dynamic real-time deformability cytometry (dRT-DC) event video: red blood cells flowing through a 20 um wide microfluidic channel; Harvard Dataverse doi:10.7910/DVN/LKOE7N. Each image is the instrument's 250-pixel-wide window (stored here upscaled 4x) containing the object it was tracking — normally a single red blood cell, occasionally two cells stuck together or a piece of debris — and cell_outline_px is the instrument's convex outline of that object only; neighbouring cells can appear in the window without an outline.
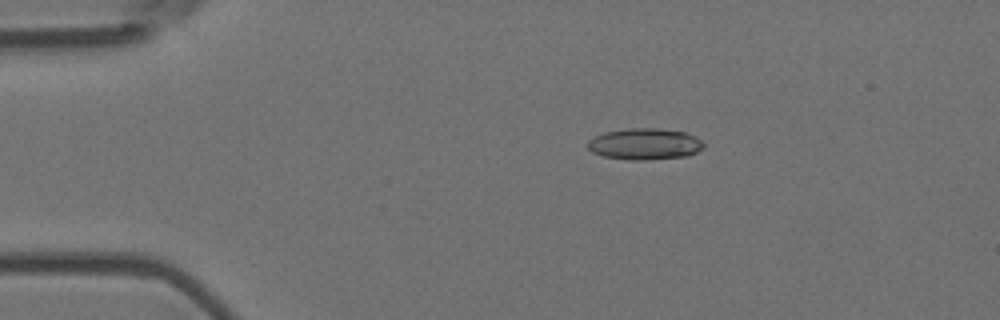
{"species": "Egyptian fruit bat (a non-hibernating species)", "species_latin": "Rousettus aegyptiacus", "temperature_condition": "room temperature", "stored_images_in_passage": 56, "camera_frame_rate_fps": 3000, "um_per_image_px": 0.085, "animal": {"sex": "female"}, "frame": {"image": 1, "passage_image": 11, "time_ms": 3.333, "image_size_px": [1000, 320], "cell_outline_px": [[704, 148], [688, 156], [644, 160], [632, 160], [604, 156], [592, 152], [588, 148], [588, 140], [604, 132], [628, 128], [656, 128], [684, 132], [700, 140], [704, 144]], "centroid_in_image_um": [54.79, 12.24], "position_along_channel_um": 30.2, "area_um2": 21.04}}
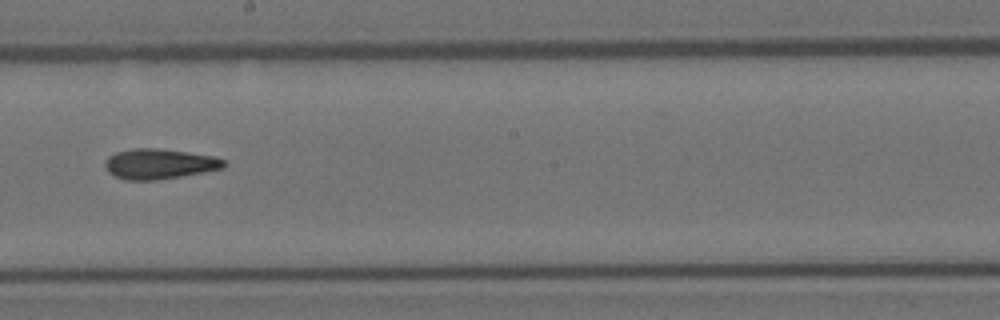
{"frame": {"image": 2, "passage_image": 32, "time_ms": 10.333, "image_size_px": [1000, 320], "cell_outline_px": [[228, 164], [224, 168], [204, 172], [156, 180], [124, 180], [108, 172], [104, 164], [104, 160], [108, 156], [116, 152], [132, 148], [156, 148], [212, 156], [224, 160]], "centroid_in_image_um": [13.51, 13.93], "position_along_channel_um": 234.7, "area_um2": 20.87}}
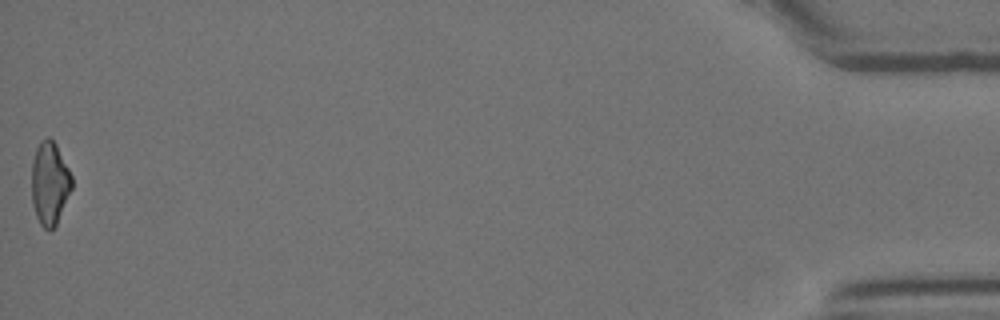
{"frame": {"image": 3, "passage_image": 56, "time_ms": 18.333, "image_size_px": [1000, 320], "cell_outline_px": [[72, 188], [56, 224], [48, 232], [40, 224], [36, 216], [32, 204], [32, 160], [36, 148], [40, 140], [48, 136], [56, 144], [72, 176]], "centroid_in_image_um": [4.21, 15.57], "position_along_channel_um": 431.0, "area_um2": 19.42}, "authors_computed_cell_mechanics": {"area_um2": 20.808, "velocity_mm_per_s": 3.6745, "shape_relaxation_time_tau1_ms": null, "shape_relaxation_time_tau2_ms": 5.4234, "deformation_change_tau1": null, "deformation_change_tau2": 0.1655}}